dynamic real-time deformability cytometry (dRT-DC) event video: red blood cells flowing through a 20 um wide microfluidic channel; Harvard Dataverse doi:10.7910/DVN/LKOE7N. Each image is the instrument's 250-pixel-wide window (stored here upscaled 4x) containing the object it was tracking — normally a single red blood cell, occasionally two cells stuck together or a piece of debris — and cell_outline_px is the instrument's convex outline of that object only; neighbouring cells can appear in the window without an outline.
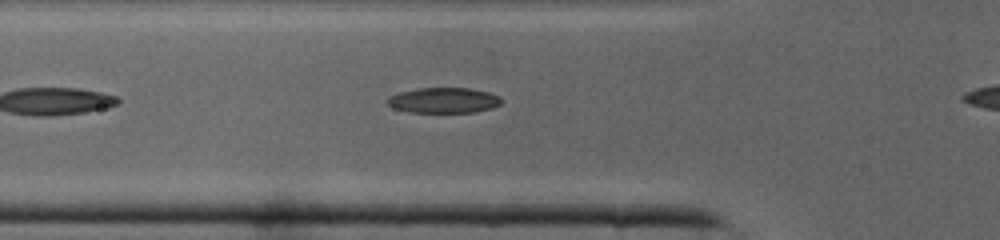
{"species": "common noctule bat (a hibernating species)", "species_latin": "Nyctalus noctula", "temperature_condition": "cold", "stored_images_in_passage": 25, "camera_frame_rate_fps": 3000, "um_per_image_px": 0.085, "animal": {"sex": "male", "body_mass_g": 19.0, "forearm_length_mm": 50.8}, "frame": {"image": 1, "passage_image": 3, "time_ms": 0.667, "image_size_px": [1000, 240], "cell_outline_px": [[500, 104], [492, 108], [476, 112], [408, 112], [396, 108], [388, 104], [388, 96], [400, 92], [420, 88], [472, 88], [488, 92], [500, 96]], "centroid_in_image_um": [37.74, 8.52], "position_along_channel_um": 88.1, "area_um2": 16.76}}
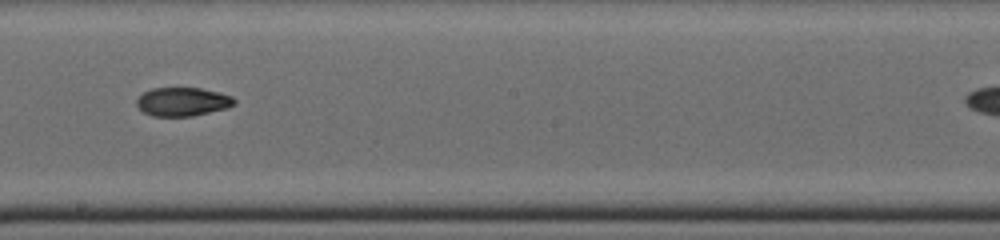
{"frame": {"image": 2, "passage_image": 12, "time_ms": 3.667, "image_size_px": [1000, 240], "cell_outline_px": [[236, 104], [224, 108], [192, 116], [152, 116], [144, 112], [136, 104], [136, 100], [144, 92], [152, 88], [200, 88], [232, 96], [236, 100]], "centroid_in_image_um": [15.5, 8.64], "position_along_channel_um": 232.7, "area_um2": 16.07}}
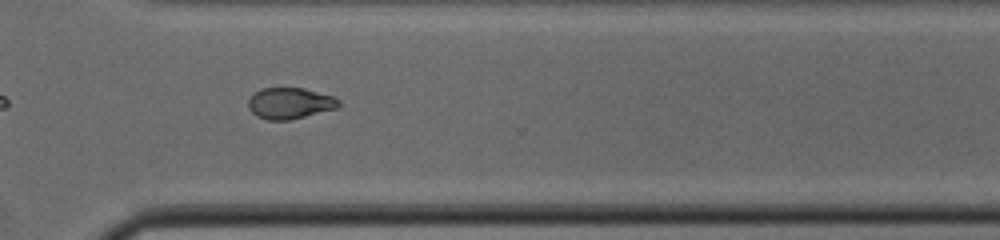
{"frame": {"image": 3, "passage_image": 19, "time_ms": 6.0, "image_size_px": [1000, 240], "cell_outline_px": [[340, 104], [336, 108], [288, 120], [268, 120], [256, 116], [248, 108], [248, 100], [260, 88], [304, 88], [336, 96], [340, 100]], "centroid_in_image_um": [24.65, 8.76], "position_along_channel_um": 346.0, "area_um2": 16.42}}